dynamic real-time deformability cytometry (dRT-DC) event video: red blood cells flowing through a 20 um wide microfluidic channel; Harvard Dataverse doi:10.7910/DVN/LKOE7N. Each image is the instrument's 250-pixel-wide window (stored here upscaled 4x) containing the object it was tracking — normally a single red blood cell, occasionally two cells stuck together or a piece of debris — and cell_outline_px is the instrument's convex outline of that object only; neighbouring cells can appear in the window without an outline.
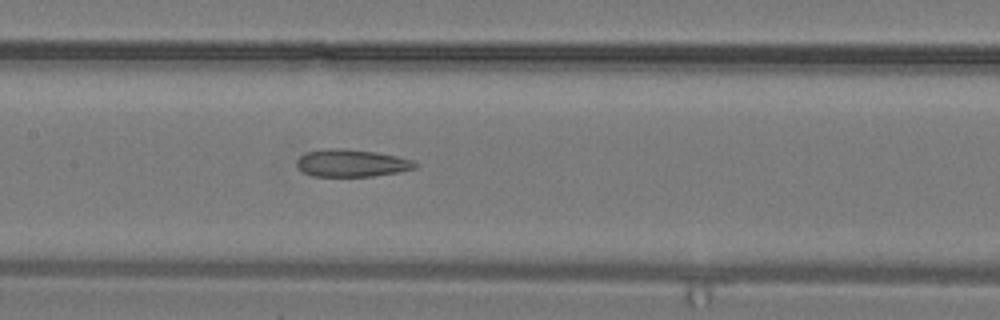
{"species": "common noctule bat (a hibernating species)", "species_latin": "Nyctalus noctula", "temperature_condition": "warm", "stored_images_in_passage": 14, "camera_frame_rate_fps": 3000, "um_per_image_px": 0.085, "animal": {"sex": "male", "body_mass_g": 19.2, "forearm_length_mm": 51.8}, "frame": {"image": 1, "passage_image": 12, "time_ms": 3.667, "image_size_px": [1000, 320], "cell_outline_px": [[420, 164], [416, 168], [400, 172], [372, 176], [312, 176], [304, 172], [296, 164], [296, 160], [300, 156], [308, 152], [332, 148], [344, 148], [376, 152], [396, 156], [412, 160]], "centroid_in_image_um": [29.93, 13.86], "position_along_channel_um": 177.5, "area_um2": 18.84}}
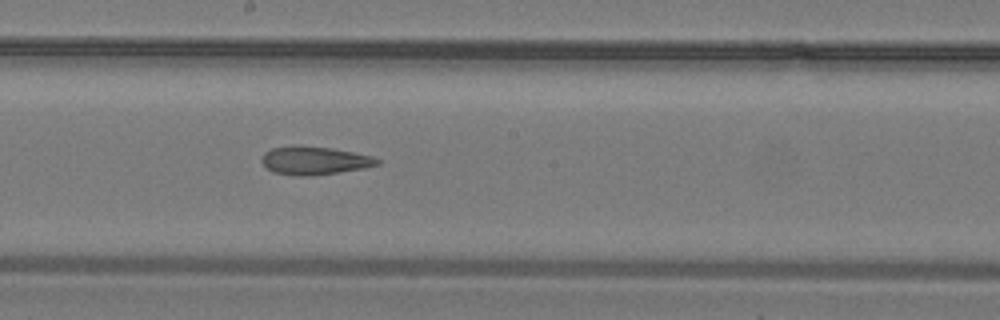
{"frame": {"image": 2, "passage_image": 14, "time_ms": 4.333, "image_size_px": [1000, 320], "cell_outline_px": [[380, 164], [364, 168], [340, 172], [308, 176], [296, 176], [272, 172], [260, 160], [264, 152], [272, 148], [332, 148], [372, 156], [380, 160]], "centroid_in_image_um": [26.76, 13.69], "position_along_channel_um": 221.4, "area_um2": 18.32}}